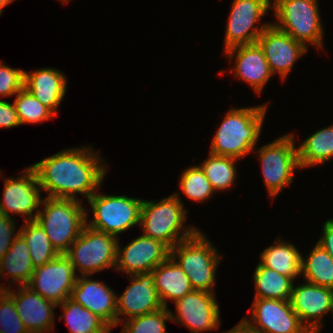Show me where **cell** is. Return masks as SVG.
<instances>
[{"label":"cell","mask_w":333,"mask_h":333,"mask_svg":"<svg viewBox=\"0 0 333 333\" xmlns=\"http://www.w3.org/2000/svg\"><path fill=\"white\" fill-rule=\"evenodd\" d=\"M257 43L263 50L272 74L277 73L282 80L286 79L295 62L308 50L272 23L259 36Z\"/></svg>","instance_id":"cell-17"},{"label":"cell","mask_w":333,"mask_h":333,"mask_svg":"<svg viewBox=\"0 0 333 333\" xmlns=\"http://www.w3.org/2000/svg\"><path fill=\"white\" fill-rule=\"evenodd\" d=\"M220 254L199 230L170 249V257L188 276L192 288L210 293H215L216 270L222 260Z\"/></svg>","instance_id":"cell-5"},{"label":"cell","mask_w":333,"mask_h":333,"mask_svg":"<svg viewBox=\"0 0 333 333\" xmlns=\"http://www.w3.org/2000/svg\"><path fill=\"white\" fill-rule=\"evenodd\" d=\"M63 3H68L70 0H60Z\"/></svg>","instance_id":"cell-42"},{"label":"cell","mask_w":333,"mask_h":333,"mask_svg":"<svg viewBox=\"0 0 333 333\" xmlns=\"http://www.w3.org/2000/svg\"><path fill=\"white\" fill-rule=\"evenodd\" d=\"M268 104L228 111L211 141L209 153L240 160L255 150Z\"/></svg>","instance_id":"cell-2"},{"label":"cell","mask_w":333,"mask_h":333,"mask_svg":"<svg viewBox=\"0 0 333 333\" xmlns=\"http://www.w3.org/2000/svg\"><path fill=\"white\" fill-rule=\"evenodd\" d=\"M237 160L233 157L209 153L208 157L199 165L215 192L227 190L234 185L237 177L235 166Z\"/></svg>","instance_id":"cell-31"},{"label":"cell","mask_w":333,"mask_h":333,"mask_svg":"<svg viewBox=\"0 0 333 333\" xmlns=\"http://www.w3.org/2000/svg\"><path fill=\"white\" fill-rule=\"evenodd\" d=\"M24 71L14 69L0 61V96L16 95L24 87Z\"/></svg>","instance_id":"cell-36"},{"label":"cell","mask_w":333,"mask_h":333,"mask_svg":"<svg viewBox=\"0 0 333 333\" xmlns=\"http://www.w3.org/2000/svg\"><path fill=\"white\" fill-rule=\"evenodd\" d=\"M276 28L287 33L306 48H323V25L317 0H273Z\"/></svg>","instance_id":"cell-6"},{"label":"cell","mask_w":333,"mask_h":333,"mask_svg":"<svg viewBox=\"0 0 333 333\" xmlns=\"http://www.w3.org/2000/svg\"><path fill=\"white\" fill-rule=\"evenodd\" d=\"M21 172L20 177L3 179L4 188L3 198L0 199V214L8 217H12L10 213L22 215V217L25 216L24 222L36 220L42 202L41 186L31 166Z\"/></svg>","instance_id":"cell-11"},{"label":"cell","mask_w":333,"mask_h":333,"mask_svg":"<svg viewBox=\"0 0 333 333\" xmlns=\"http://www.w3.org/2000/svg\"><path fill=\"white\" fill-rule=\"evenodd\" d=\"M24 88L56 115L66 94L67 79L63 72L49 67L24 71Z\"/></svg>","instance_id":"cell-22"},{"label":"cell","mask_w":333,"mask_h":333,"mask_svg":"<svg viewBox=\"0 0 333 333\" xmlns=\"http://www.w3.org/2000/svg\"><path fill=\"white\" fill-rule=\"evenodd\" d=\"M129 279L130 285L117 296V325L124 321L125 315L129 320L163 308L151 272L129 275Z\"/></svg>","instance_id":"cell-18"},{"label":"cell","mask_w":333,"mask_h":333,"mask_svg":"<svg viewBox=\"0 0 333 333\" xmlns=\"http://www.w3.org/2000/svg\"><path fill=\"white\" fill-rule=\"evenodd\" d=\"M301 252L293 243L276 239V243L268 246L260 253V263L278 273L292 277L301 275Z\"/></svg>","instance_id":"cell-25"},{"label":"cell","mask_w":333,"mask_h":333,"mask_svg":"<svg viewBox=\"0 0 333 333\" xmlns=\"http://www.w3.org/2000/svg\"><path fill=\"white\" fill-rule=\"evenodd\" d=\"M76 279L77 273L69 258L59 254L50 262L36 267L26 286L58 307L70 297Z\"/></svg>","instance_id":"cell-12"},{"label":"cell","mask_w":333,"mask_h":333,"mask_svg":"<svg viewBox=\"0 0 333 333\" xmlns=\"http://www.w3.org/2000/svg\"><path fill=\"white\" fill-rule=\"evenodd\" d=\"M224 53L229 61L235 59L234 66L230 70L233 71L235 78L246 82L256 94H260L273 74L259 44L256 42L235 46Z\"/></svg>","instance_id":"cell-21"},{"label":"cell","mask_w":333,"mask_h":333,"mask_svg":"<svg viewBox=\"0 0 333 333\" xmlns=\"http://www.w3.org/2000/svg\"><path fill=\"white\" fill-rule=\"evenodd\" d=\"M215 293L193 290L175 301L176 314L170 310L171 321L186 327L191 333L208 332L220 327V309Z\"/></svg>","instance_id":"cell-13"},{"label":"cell","mask_w":333,"mask_h":333,"mask_svg":"<svg viewBox=\"0 0 333 333\" xmlns=\"http://www.w3.org/2000/svg\"><path fill=\"white\" fill-rule=\"evenodd\" d=\"M99 153L91 146L64 149L31 167L47 197L81 201L76 196L79 193L88 200L99 191L107 174L106 161Z\"/></svg>","instance_id":"cell-1"},{"label":"cell","mask_w":333,"mask_h":333,"mask_svg":"<svg viewBox=\"0 0 333 333\" xmlns=\"http://www.w3.org/2000/svg\"><path fill=\"white\" fill-rule=\"evenodd\" d=\"M304 283L293 285L290 297L292 309L309 332H321L323 316L332 313L333 289L307 281Z\"/></svg>","instance_id":"cell-16"},{"label":"cell","mask_w":333,"mask_h":333,"mask_svg":"<svg viewBox=\"0 0 333 333\" xmlns=\"http://www.w3.org/2000/svg\"><path fill=\"white\" fill-rule=\"evenodd\" d=\"M118 241L116 236L86 225L65 255L75 273L78 270L81 276H91L104 269H115Z\"/></svg>","instance_id":"cell-7"},{"label":"cell","mask_w":333,"mask_h":333,"mask_svg":"<svg viewBox=\"0 0 333 333\" xmlns=\"http://www.w3.org/2000/svg\"><path fill=\"white\" fill-rule=\"evenodd\" d=\"M16 227L14 218L0 214V261L19 235V231L15 233Z\"/></svg>","instance_id":"cell-37"},{"label":"cell","mask_w":333,"mask_h":333,"mask_svg":"<svg viewBox=\"0 0 333 333\" xmlns=\"http://www.w3.org/2000/svg\"><path fill=\"white\" fill-rule=\"evenodd\" d=\"M180 176L179 186L183 194L193 202H203L213 196V190L210 181L205 173L198 166H189Z\"/></svg>","instance_id":"cell-32"},{"label":"cell","mask_w":333,"mask_h":333,"mask_svg":"<svg viewBox=\"0 0 333 333\" xmlns=\"http://www.w3.org/2000/svg\"><path fill=\"white\" fill-rule=\"evenodd\" d=\"M59 305L64 313L59 319H65L70 333H111L112 328L102 318L70 298Z\"/></svg>","instance_id":"cell-28"},{"label":"cell","mask_w":333,"mask_h":333,"mask_svg":"<svg viewBox=\"0 0 333 333\" xmlns=\"http://www.w3.org/2000/svg\"><path fill=\"white\" fill-rule=\"evenodd\" d=\"M14 0H0V17L3 13V9L9 5L10 3H12Z\"/></svg>","instance_id":"cell-41"},{"label":"cell","mask_w":333,"mask_h":333,"mask_svg":"<svg viewBox=\"0 0 333 333\" xmlns=\"http://www.w3.org/2000/svg\"><path fill=\"white\" fill-rule=\"evenodd\" d=\"M14 103L0 99V129L20 126Z\"/></svg>","instance_id":"cell-38"},{"label":"cell","mask_w":333,"mask_h":333,"mask_svg":"<svg viewBox=\"0 0 333 333\" xmlns=\"http://www.w3.org/2000/svg\"><path fill=\"white\" fill-rule=\"evenodd\" d=\"M253 281L256 285L254 299L290 300L294 285L292 277L264 267L259 262L253 274Z\"/></svg>","instance_id":"cell-27"},{"label":"cell","mask_w":333,"mask_h":333,"mask_svg":"<svg viewBox=\"0 0 333 333\" xmlns=\"http://www.w3.org/2000/svg\"><path fill=\"white\" fill-rule=\"evenodd\" d=\"M41 206L36 221L57 252L65 254L86 226L87 209L78 200L50 197H44Z\"/></svg>","instance_id":"cell-4"},{"label":"cell","mask_w":333,"mask_h":333,"mask_svg":"<svg viewBox=\"0 0 333 333\" xmlns=\"http://www.w3.org/2000/svg\"><path fill=\"white\" fill-rule=\"evenodd\" d=\"M171 321L170 309L161 308L142 316L121 321V333H166V321Z\"/></svg>","instance_id":"cell-34"},{"label":"cell","mask_w":333,"mask_h":333,"mask_svg":"<svg viewBox=\"0 0 333 333\" xmlns=\"http://www.w3.org/2000/svg\"><path fill=\"white\" fill-rule=\"evenodd\" d=\"M223 333H264L259 329L252 327L244 318L232 329Z\"/></svg>","instance_id":"cell-40"},{"label":"cell","mask_w":333,"mask_h":333,"mask_svg":"<svg viewBox=\"0 0 333 333\" xmlns=\"http://www.w3.org/2000/svg\"><path fill=\"white\" fill-rule=\"evenodd\" d=\"M322 230L323 234L317 243L333 258V219H327L323 224Z\"/></svg>","instance_id":"cell-39"},{"label":"cell","mask_w":333,"mask_h":333,"mask_svg":"<svg viewBox=\"0 0 333 333\" xmlns=\"http://www.w3.org/2000/svg\"><path fill=\"white\" fill-rule=\"evenodd\" d=\"M151 273L158 297L165 308H168L167 300L175 302L194 290L188 276L171 257Z\"/></svg>","instance_id":"cell-23"},{"label":"cell","mask_w":333,"mask_h":333,"mask_svg":"<svg viewBox=\"0 0 333 333\" xmlns=\"http://www.w3.org/2000/svg\"><path fill=\"white\" fill-rule=\"evenodd\" d=\"M14 106L21 125L45 122L55 116L49 108L41 104L37 98L24 87L16 94Z\"/></svg>","instance_id":"cell-33"},{"label":"cell","mask_w":333,"mask_h":333,"mask_svg":"<svg viewBox=\"0 0 333 333\" xmlns=\"http://www.w3.org/2000/svg\"><path fill=\"white\" fill-rule=\"evenodd\" d=\"M301 275L309 283L333 289V258L320 244L316 243L306 259L301 256Z\"/></svg>","instance_id":"cell-29"},{"label":"cell","mask_w":333,"mask_h":333,"mask_svg":"<svg viewBox=\"0 0 333 333\" xmlns=\"http://www.w3.org/2000/svg\"><path fill=\"white\" fill-rule=\"evenodd\" d=\"M120 245L118 241L115 271L127 276L150 273L170 257V248L166 244L144 235L133 239L123 248Z\"/></svg>","instance_id":"cell-14"},{"label":"cell","mask_w":333,"mask_h":333,"mask_svg":"<svg viewBox=\"0 0 333 333\" xmlns=\"http://www.w3.org/2000/svg\"><path fill=\"white\" fill-rule=\"evenodd\" d=\"M293 133L258 148L263 181L271 199L279 195L283 187L291 185L295 169L299 168L296 140Z\"/></svg>","instance_id":"cell-9"},{"label":"cell","mask_w":333,"mask_h":333,"mask_svg":"<svg viewBox=\"0 0 333 333\" xmlns=\"http://www.w3.org/2000/svg\"><path fill=\"white\" fill-rule=\"evenodd\" d=\"M308 333H321V332H313V331H310V332H308Z\"/></svg>","instance_id":"cell-43"},{"label":"cell","mask_w":333,"mask_h":333,"mask_svg":"<svg viewBox=\"0 0 333 333\" xmlns=\"http://www.w3.org/2000/svg\"><path fill=\"white\" fill-rule=\"evenodd\" d=\"M93 212L92 221L86 217V225L97 231L114 235L140 225L143 200L128 196L104 195L95 192L88 200Z\"/></svg>","instance_id":"cell-8"},{"label":"cell","mask_w":333,"mask_h":333,"mask_svg":"<svg viewBox=\"0 0 333 333\" xmlns=\"http://www.w3.org/2000/svg\"><path fill=\"white\" fill-rule=\"evenodd\" d=\"M0 333H28L13 297L6 290H0Z\"/></svg>","instance_id":"cell-35"},{"label":"cell","mask_w":333,"mask_h":333,"mask_svg":"<svg viewBox=\"0 0 333 333\" xmlns=\"http://www.w3.org/2000/svg\"><path fill=\"white\" fill-rule=\"evenodd\" d=\"M297 155L300 169L330 161L333 157V125L307 137L297 148Z\"/></svg>","instance_id":"cell-26"},{"label":"cell","mask_w":333,"mask_h":333,"mask_svg":"<svg viewBox=\"0 0 333 333\" xmlns=\"http://www.w3.org/2000/svg\"><path fill=\"white\" fill-rule=\"evenodd\" d=\"M34 269L29 254V247L19 234L0 261V278L4 279L6 274H8V278L11 280L9 286L13 287L11 283L13 284L14 282H18L19 286H24L30 281Z\"/></svg>","instance_id":"cell-24"},{"label":"cell","mask_w":333,"mask_h":333,"mask_svg":"<svg viewBox=\"0 0 333 333\" xmlns=\"http://www.w3.org/2000/svg\"><path fill=\"white\" fill-rule=\"evenodd\" d=\"M0 290H6L13 297L18 315L28 333H49L54 329L55 303L44 299L26 285L18 286L16 292L0 284Z\"/></svg>","instance_id":"cell-19"},{"label":"cell","mask_w":333,"mask_h":333,"mask_svg":"<svg viewBox=\"0 0 333 333\" xmlns=\"http://www.w3.org/2000/svg\"><path fill=\"white\" fill-rule=\"evenodd\" d=\"M18 231L29 247V254L34 268L50 262L59 255L52 246L45 230L36 220L24 222Z\"/></svg>","instance_id":"cell-30"},{"label":"cell","mask_w":333,"mask_h":333,"mask_svg":"<svg viewBox=\"0 0 333 333\" xmlns=\"http://www.w3.org/2000/svg\"><path fill=\"white\" fill-rule=\"evenodd\" d=\"M272 8L271 0H234L225 30L224 52L232 47L256 43L271 24H256Z\"/></svg>","instance_id":"cell-10"},{"label":"cell","mask_w":333,"mask_h":333,"mask_svg":"<svg viewBox=\"0 0 333 333\" xmlns=\"http://www.w3.org/2000/svg\"><path fill=\"white\" fill-rule=\"evenodd\" d=\"M249 313L251 319H244L264 333L309 332L292 309L290 300L254 299Z\"/></svg>","instance_id":"cell-15"},{"label":"cell","mask_w":333,"mask_h":333,"mask_svg":"<svg viewBox=\"0 0 333 333\" xmlns=\"http://www.w3.org/2000/svg\"><path fill=\"white\" fill-rule=\"evenodd\" d=\"M77 276L70 299L102 318L112 329L117 326V296L104 282Z\"/></svg>","instance_id":"cell-20"},{"label":"cell","mask_w":333,"mask_h":333,"mask_svg":"<svg viewBox=\"0 0 333 333\" xmlns=\"http://www.w3.org/2000/svg\"><path fill=\"white\" fill-rule=\"evenodd\" d=\"M183 206L177 191L160 201L143 200L140 213L142 235L159 240L170 249L191 238L199 229L185 226L188 210Z\"/></svg>","instance_id":"cell-3"}]
</instances>
